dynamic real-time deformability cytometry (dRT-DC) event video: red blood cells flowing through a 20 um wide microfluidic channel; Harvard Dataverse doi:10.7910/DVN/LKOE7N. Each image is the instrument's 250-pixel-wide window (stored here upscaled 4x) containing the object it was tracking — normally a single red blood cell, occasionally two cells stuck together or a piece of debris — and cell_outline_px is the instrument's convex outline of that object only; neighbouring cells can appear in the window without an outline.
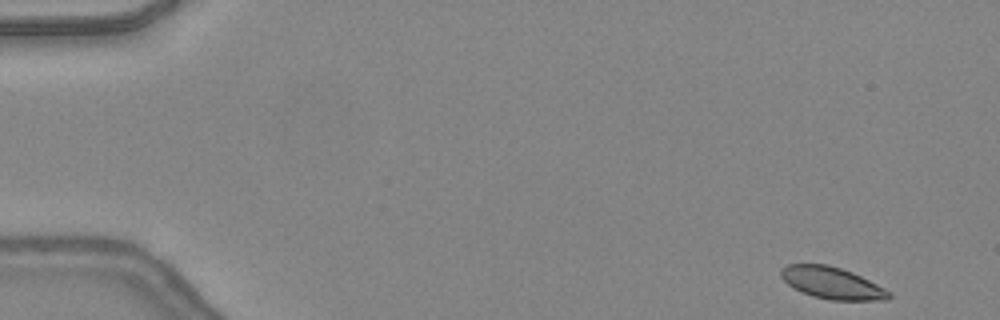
{"species": "common noctule bat (a hibernating species)", "species_latin": "Nyctalus noctula", "temperature_condition": "warm", "stored_images_in_passage": 46, "camera_frame_rate_fps": 3000, "um_per_image_px": 0.085, "animal": {"sex": "female", "body_mass_g": 24.6, "forearm_length_mm": 56.2}, "frame": {"image": 1, "passage_image": 1, "time_ms": 0.0, "image_size_px": [1000, 320], "cell_outline_px": [[892, 296], [888, 300], [832, 300], [812, 296], [788, 284], [780, 276], [780, 268], [788, 264], [828, 264], [852, 272], [884, 288]], "centroid_in_image_um": [70.7, 24.04], "position_along_channel_um": 14.3, "area_um2": 19.77}}
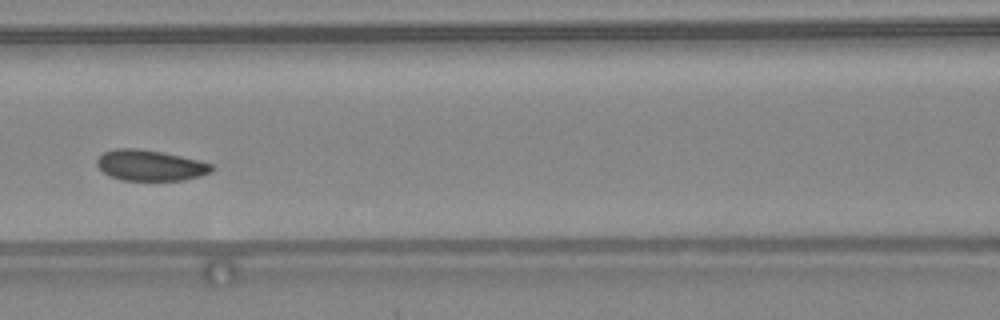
{"frame": {"image": 2, "passage_image": 20, "time_ms": 6.333, "image_size_px": [1000, 320], "cell_outline_px": [[216, 168], [212, 172], [200, 176], [184, 180], [120, 180], [104, 172], [96, 164], [96, 160], [104, 152], [116, 148], [136, 148], [160, 152], [180, 156], [216, 164]], "centroid_in_image_um": [12.82, 14.06], "position_along_channel_um": 153.8, "area_um2": 20.58}}
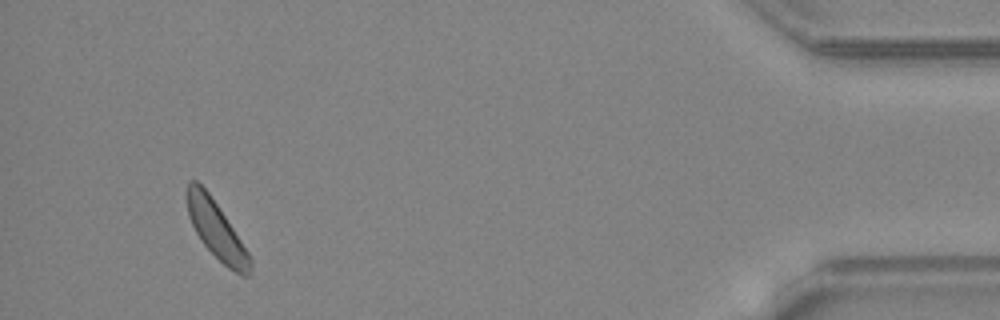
{"frame": {"image": 3, "passage_image": 43, "time_ms": 14.0, "image_size_px": [1000, 320], "cell_outline_px": [[252, 272], [248, 276], [240, 276], [228, 268], [200, 240], [188, 216], [184, 196], [188, 180], [196, 180], [208, 192], [248, 252], [252, 260]], "centroid_in_image_um": [18.35, 19.54], "position_along_channel_um": 416.8, "area_um2": 21.04}, "authors_computed_cell_mechanics": {"area_um2": 21.0392, "velocity_mm_per_s": 4.3435, "shape_relaxation_time_tau1_ms": 2.4805, "shape_relaxation_time_tau2_ms": null, "deformation_change_tau1": 0.0543, "deformation_change_tau2": null}}